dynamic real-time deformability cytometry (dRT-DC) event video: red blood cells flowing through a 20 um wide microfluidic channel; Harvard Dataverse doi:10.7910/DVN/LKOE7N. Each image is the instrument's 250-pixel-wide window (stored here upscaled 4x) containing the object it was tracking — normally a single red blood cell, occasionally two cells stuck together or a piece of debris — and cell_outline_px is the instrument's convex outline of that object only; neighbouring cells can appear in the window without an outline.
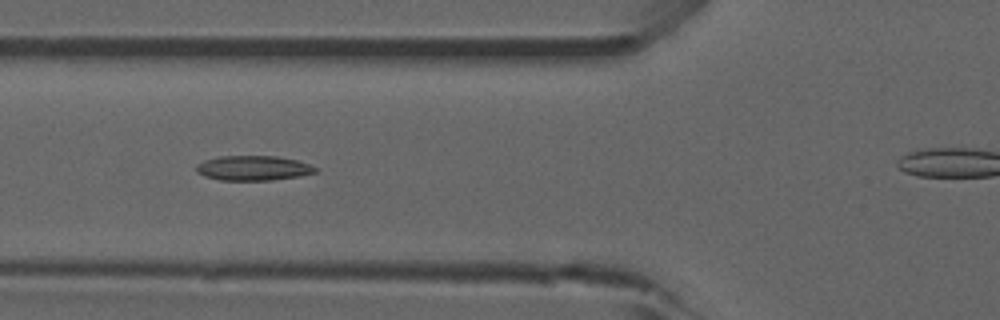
{"species": "common noctule bat (a hibernating species)", "species_latin": "Nyctalus noctula", "temperature_condition": "room temperature", "stored_images_in_passage": 46, "camera_frame_rate_fps": 3000, "um_per_image_px": 0.085, "animal": {"sex": "male", "forearm_length_mm": 52.5}, "frame": {"image": 1, "passage_image": 20, "time_ms": 6.333, "image_size_px": [1000, 320], "cell_outline_px": [[320, 168], [316, 172], [300, 176], [272, 180], [220, 180], [204, 176], [196, 172], [196, 164], [204, 160], [220, 156], [276, 156], [296, 160]], "centroid_in_image_um": [21.52, 14.29], "position_along_channel_um": 104.3, "area_um2": 17.28}}